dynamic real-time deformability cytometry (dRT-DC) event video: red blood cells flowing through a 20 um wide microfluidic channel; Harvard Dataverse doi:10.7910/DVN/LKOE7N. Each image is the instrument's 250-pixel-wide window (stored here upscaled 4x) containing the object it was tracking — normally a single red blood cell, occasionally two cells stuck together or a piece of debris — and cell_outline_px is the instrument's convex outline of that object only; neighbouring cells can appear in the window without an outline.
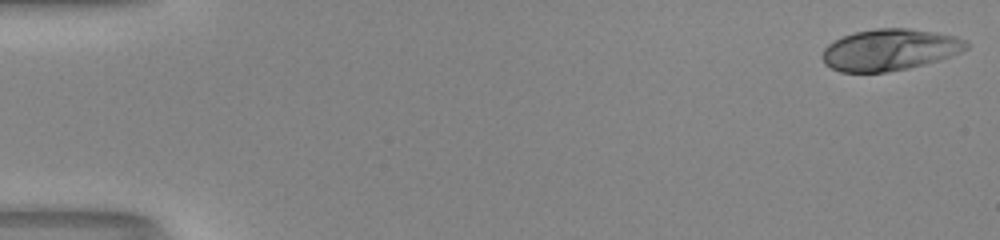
{"species": "human", "species_latin": "Homo sapiens", "temperature_condition": "room temperature", "stored_images_in_passage": 51, "camera_frame_rate_fps": 3000, "um_per_image_px": 0.085, "donor": {"sex": "male"}, "frame": {"image": 1, "passage_image": 1, "time_ms": 0.0, "image_size_px": [1000, 240], "cell_outline_px": [[968, 48], [960, 52], [924, 64], [908, 68], [884, 72], [840, 72], [824, 64], [824, 48], [828, 44], [844, 36], [856, 32], [876, 28], [908, 28], [936, 32], [956, 36], [968, 40]], "centroid_in_image_um": [75.65, 4.22], "position_along_channel_um": 9.4, "area_um2": 34.51}}
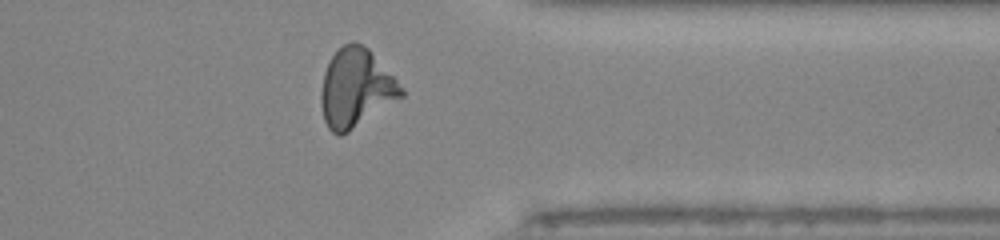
{"frame": {"image": 2, "passage_image": 41, "time_ms": 13.333, "image_size_px": [1000, 240], "cell_outline_px": [[404, 96], [348, 132], [340, 136], [336, 136], [328, 128], [324, 120], [320, 104], [320, 92], [324, 72], [332, 56], [344, 44], [364, 44], [368, 48], [404, 88]], "centroid_in_image_um": [30.24, 7.53], "position_along_channel_um": 381.2, "area_um2": 36.47}}
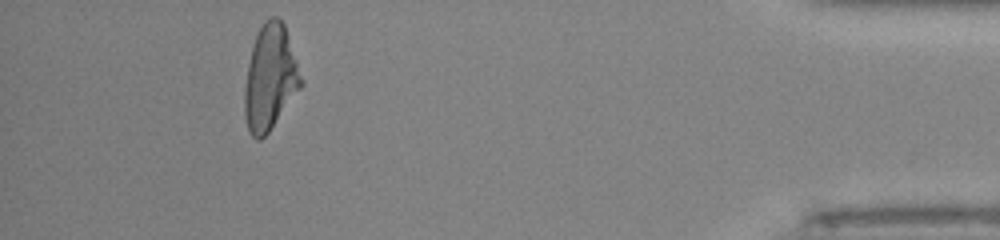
{"frame": {"image": 3, "passage_image": 47, "time_ms": 15.333, "image_size_px": [1000, 240], "cell_outline_px": [[304, 84], [268, 132], [260, 140], [256, 140], [248, 132], [244, 116], [244, 88], [248, 64], [252, 44], [264, 20], [268, 16], [276, 16], [284, 24]], "centroid_in_image_um": [22.94, 6.62], "position_along_channel_um": 412.3, "area_um2": 34.51}, "authors_computed_cell_mechanics": {"area_um2": 34.5066, "velocity_mm_per_s": 4.1385, "shape_relaxation_time_tau1_ms": 7.8108, "shape_relaxation_time_tau2_ms": 0.9492, "deformation_change_tau1": 0.274, "deformation_change_tau2": 0.0564}}